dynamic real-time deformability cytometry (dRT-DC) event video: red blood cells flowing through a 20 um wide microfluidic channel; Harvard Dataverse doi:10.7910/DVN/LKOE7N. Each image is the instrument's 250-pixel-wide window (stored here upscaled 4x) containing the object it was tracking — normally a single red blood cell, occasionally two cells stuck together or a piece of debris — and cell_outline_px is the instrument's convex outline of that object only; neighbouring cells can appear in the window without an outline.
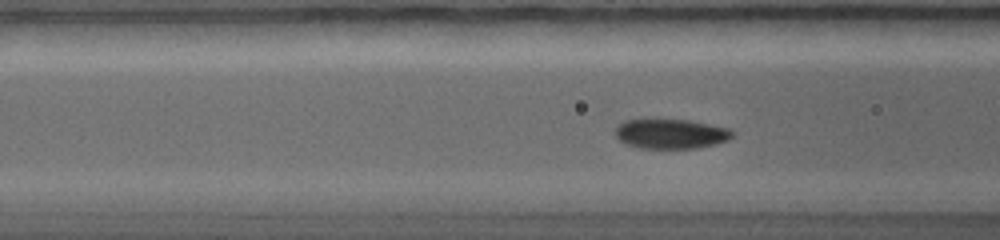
{"species": "common noctule bat (a hibernating species)", "species_latin": "Nyctalus noctula", "temperature_condition": "warm", "stored_images_in_passage": 41, "camera_frame_rate_fps": 5000, "um_per_image_px": 0.085, "animal": {"sex": "female", "body_mass_g": 19.0, "forearm_length_mm": 56.7}, "frame": {"image": 1, "passage_image": 15, "time_ms": 3.6, "image_size_px": [1000, 240], "cell_outline_px": [[736, 132], [728, 140], [716, 144], [696, 148], [640, 148], [628, 144], [620, 140], [616, 136], [616, 128], [624, 120], [656, 116], [688, 120], [712, 124], [728, 128]], "centroid_in_image_um": [57.02, 11.32], "position_along_channel_um": 109.6, "area_um2": 21.04}}
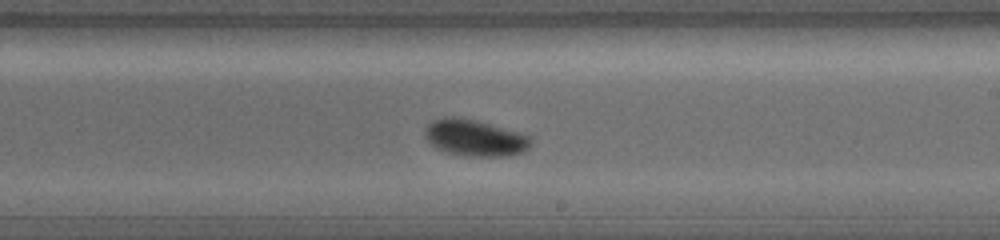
{"frame": {"image": 2, "passage_image": 26, "time_ms": 6.4, "image_size_px": [1000, 240], "cell_outline_px": [[532, 144], [524, 152], [508, 156], [472, 156], [448, 152], [436, 148], [424, 136], [424, 128], [432, 120], [444, 116], [460, 116], [476, 120], [520, 132], [532, 136]], "centroid_in_image_um": [40.38, 11.69], "position_along_channel_um": 248.6, "area_um2": 22.83}}
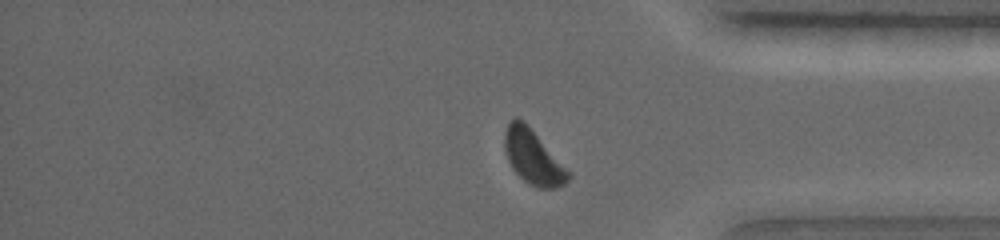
{"frame": {"image": 3, "passage_image": 38, "time_ms": 9.4, "image_size_px": [1000, 240], "cell_outline_px": [[572, 176], [564, 184], [556, 188], [536, 188], [528, 184], [512, 168], [508, 160], [504, 148], [504, 132], [508, 124], [516, 116], [524, 120], [572, 172]], "centroid_in_image_um": [45.34, 13.35], "position_along_channel_um": 389.9, "area_um2": 20.52}}